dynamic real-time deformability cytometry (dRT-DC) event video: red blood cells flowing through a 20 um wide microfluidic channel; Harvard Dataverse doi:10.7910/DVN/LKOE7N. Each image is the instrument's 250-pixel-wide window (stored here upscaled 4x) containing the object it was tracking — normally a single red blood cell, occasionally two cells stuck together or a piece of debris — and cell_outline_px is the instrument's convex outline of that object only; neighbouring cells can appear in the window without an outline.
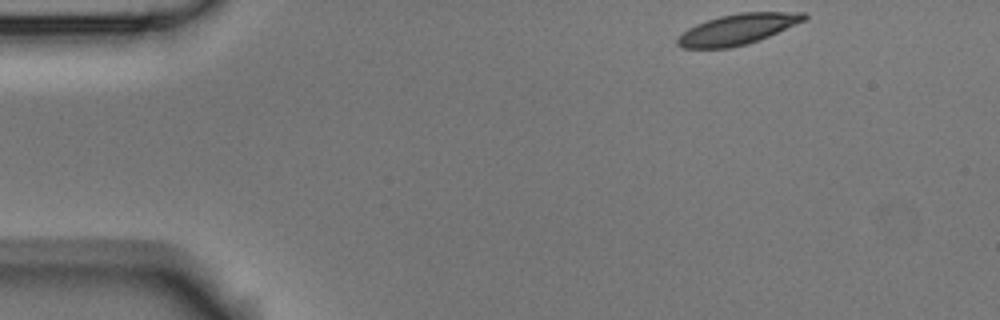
{"species": "Egyptian fruit bat (a non-hibernating species)", "species_latin": "Rousettus aegyptiacus", "temperature_condition": "room temperature", "stored_images_in_passage": 3, "camera_frame_rate_fps": 3000, "um_per_image_px": 0.085, "animal": {"sex": "male"}, "frame": {"image": 1, "passage_image": 1, "time_ms": 0.0, "image_size_px": [1000, 320], "cell_outline_px": [[808, 16], [804, 20], [760, 40], [748, 44], [728, 48], [680, 48], [676, 44], [676, 40], [688, 28], [696, 24], [720, 16], [740, 12], [804, 12]], "centroid_in_image_um": [62.68, 2.49], "position_along_channel_um": 22.3, "area_um2": 22.43}}